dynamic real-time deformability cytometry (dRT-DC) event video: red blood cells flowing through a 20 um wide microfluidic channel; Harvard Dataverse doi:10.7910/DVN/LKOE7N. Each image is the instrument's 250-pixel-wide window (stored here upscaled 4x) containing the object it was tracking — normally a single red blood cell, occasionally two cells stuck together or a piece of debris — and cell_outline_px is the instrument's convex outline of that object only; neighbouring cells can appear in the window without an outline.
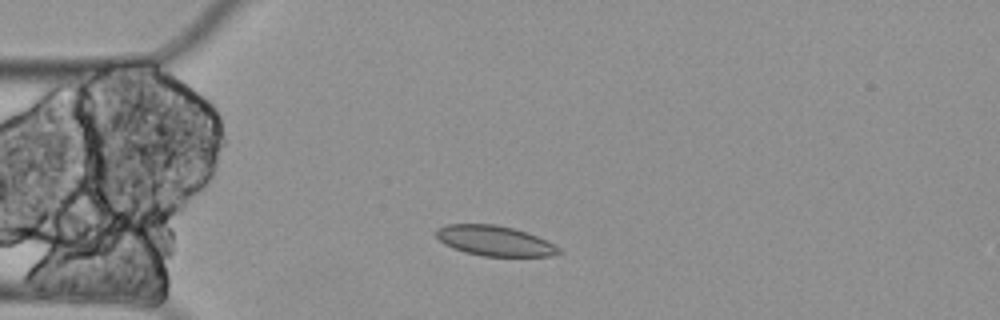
{"species": "Egyptian fruit bat (a non-hibernating species)", "species_latin": "Rousettus aegyptiacus", "temperature_condition": "cold", "stored_images_in_passage": 10, "camera_frame_rate_fps": 3000, "um_per_image_px": 0.085, "animal": {"sex": "female"}, "frame": {"image": 1, "passage_image": 3, "time_ms": 0.667, "image_size_px": [1000, 320], "cell_outline_px": [[560, 252], [552, 256], [484, 256], [464, 252], [452, 248], [444, 244], [432, 232], [436, 228], [444, 224], [496, 224], [512, 228], [536, 236], [560, 248]], "centroid_in_image_um": [41.95, 20.46], "position_along_channel_um": 43.1, "area_um2": 21.5}}
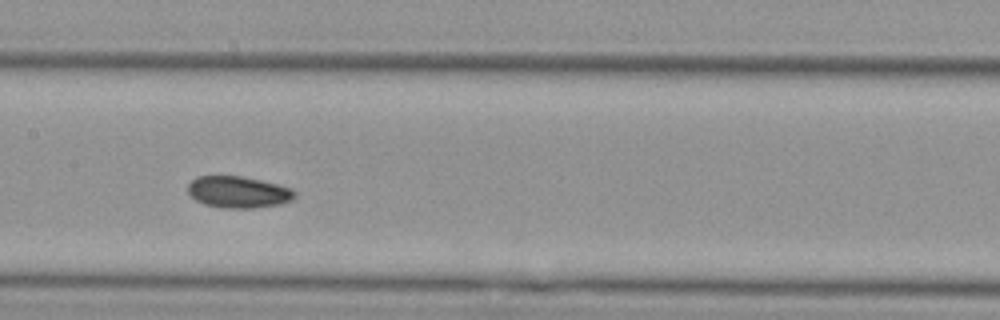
{"frame": {"image": 2, "passage_image": 7, "time_ms": 2.0, "image_size_px": [1000, 320], "cell_outline_px": [[296, 196], [292, 200], [280, 204], [252, 208], [220, 208], [204, 204], [196, 200], [188, 192], [188, 184], [196, 176], [240, 176], [260, 180], [292, 188], [296, 192]], "centroid_in_image_um": [20.26, 16.33], "position_along_channel_um": 187.1, "area_um2": 19.71}}
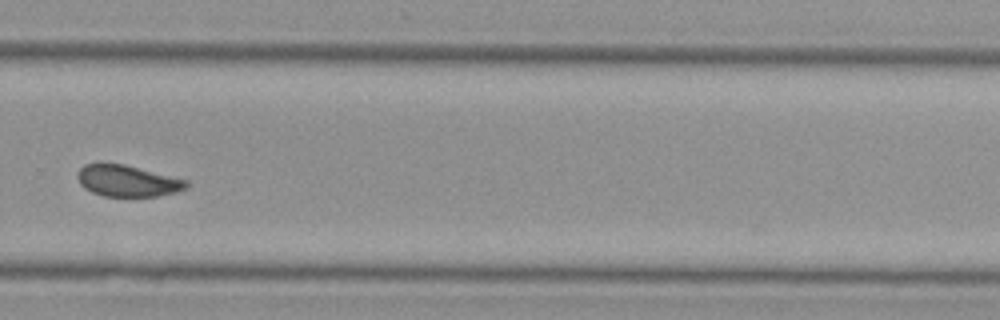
{"frame": {"image": 3, "passage_image": 10, "time_ms": 3.0, "image_size_px": [1000, 320], "cell_outline_px": [[192, 184], [188, 188], [176, 192], [160, 196], [104, 196], [92, 192], [84, 188], [80, 184], [76, 176], [76, 172], [84, 164], [124, 164], [188, 180]], "centroid_in_image_um": [10.87, 15.38], "position_along_channel_um": 318.9, "area_um2": 20.06}}